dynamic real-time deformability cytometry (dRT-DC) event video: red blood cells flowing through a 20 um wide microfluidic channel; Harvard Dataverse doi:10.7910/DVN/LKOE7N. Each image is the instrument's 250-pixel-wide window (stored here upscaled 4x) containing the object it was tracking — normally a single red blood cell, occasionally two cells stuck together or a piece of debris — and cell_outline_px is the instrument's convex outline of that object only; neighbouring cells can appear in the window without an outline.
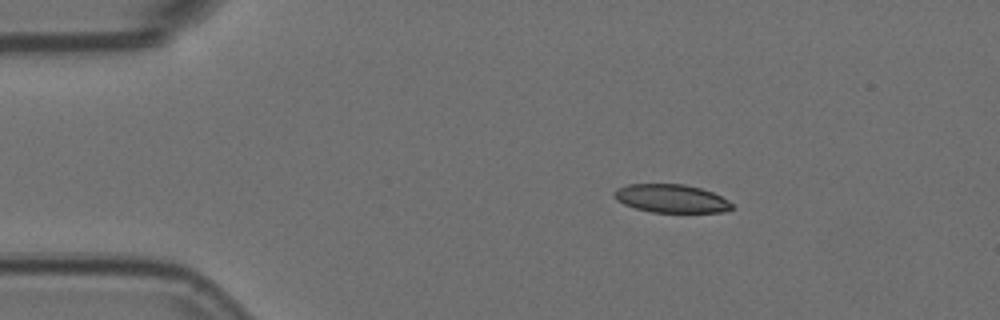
{"species": "Egyptian fruit bat (a non-hibernating species)", "species_latin": "Rousettus aegyptiacus", "temperature_condition": "room temperature", "stored_images_in_passage": 3, "camera_frame_rate_fps": 3000, "um_per_image_px": 0.085, "animal": {"sex": "female"}, "frame": {"image": 1, "passage_image": 1, "time_ms": 0.0, "image_size_px": [1000, 320], "cell_outline_px": [[736, 208], [724, 212], [652, 212], [636, 208], [624, 204], [616, 200], [612, 192], [628, 184], [684, 184], [700, 188], [712, 192], [728, 200]], "centroid_in_image_um": [57.08, 16.88], "position_along_channel_um": 27.9, "area_um2": 19.36}}
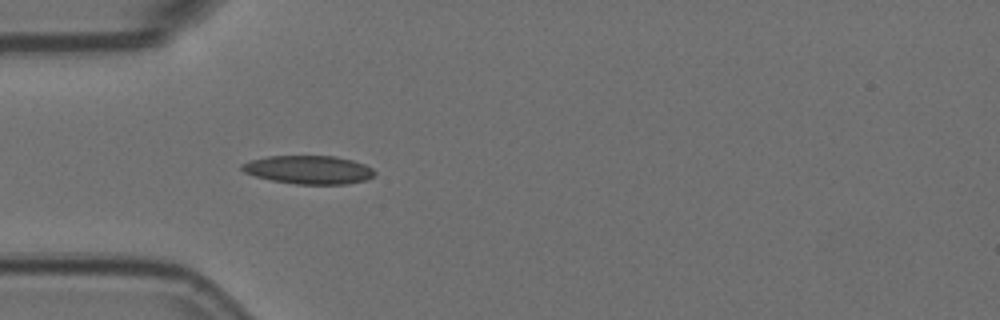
{"frame": {"image": 2, "passage_image": 3, "time_ms": 0.667, "image_size_px": [1000, 320], "cell_outline_px": [[376, 172], [372, 176], [364, 180], [344, 184], [296, 184], [272, 180], [256, 176], [244, 172], [240, 168], [240, 164], [252, 160], [268, 156], [336, 156], [352, 160], [364, 164], [372, 168]], "centroid_in_image_um": [26.22, 14.42], "position_along_channel_um": 58.8, "area_um2": 21.79}}